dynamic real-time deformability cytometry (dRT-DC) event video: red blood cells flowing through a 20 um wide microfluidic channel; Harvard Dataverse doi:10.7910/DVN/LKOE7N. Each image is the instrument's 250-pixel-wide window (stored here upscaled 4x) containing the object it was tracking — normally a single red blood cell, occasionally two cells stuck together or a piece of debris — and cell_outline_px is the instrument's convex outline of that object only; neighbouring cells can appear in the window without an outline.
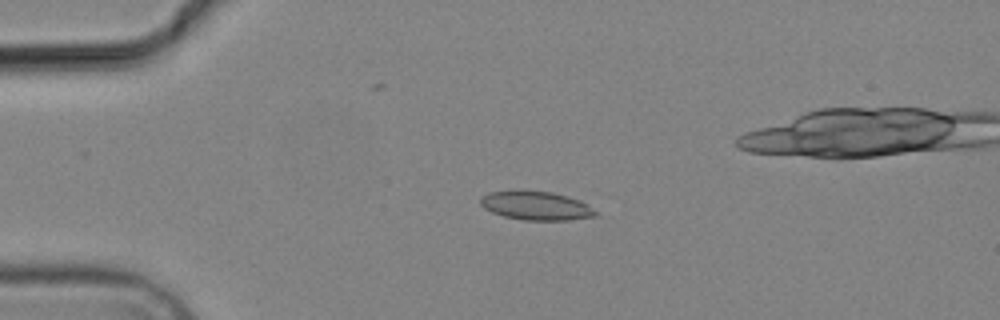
{"species": "common noctule bat (a hibernating species)", "species_latin": "Nyctalus noctula", "temperature_condition": "cold", "stored_images_in_passage": 5, "camera_frame_rate_fps": 3000, "um_per_image_px": 0.085, "animal": {"sex": "male", "body_mass_g": 19.2, "forearm_length_mm": 51.8}, "frame": {"image": 1, "passage_image": 3, "time_ms": 3.333, "image_size_px": [1000, 320], "cell_outline_px": [[600, 212], [596, 216], [568, 220], [524, 220], [504, 216], [492, 212], [484, 208], [480, 204], [480, 196], [488, 192], [516, 188], [524, 188], [552, 192], [568, 196], [580, 200], [588, 204]], "centroid_in_image_um": [45.55, 17.44], "position_along_channel_um": 39.5, "area_um2": 20.11}}